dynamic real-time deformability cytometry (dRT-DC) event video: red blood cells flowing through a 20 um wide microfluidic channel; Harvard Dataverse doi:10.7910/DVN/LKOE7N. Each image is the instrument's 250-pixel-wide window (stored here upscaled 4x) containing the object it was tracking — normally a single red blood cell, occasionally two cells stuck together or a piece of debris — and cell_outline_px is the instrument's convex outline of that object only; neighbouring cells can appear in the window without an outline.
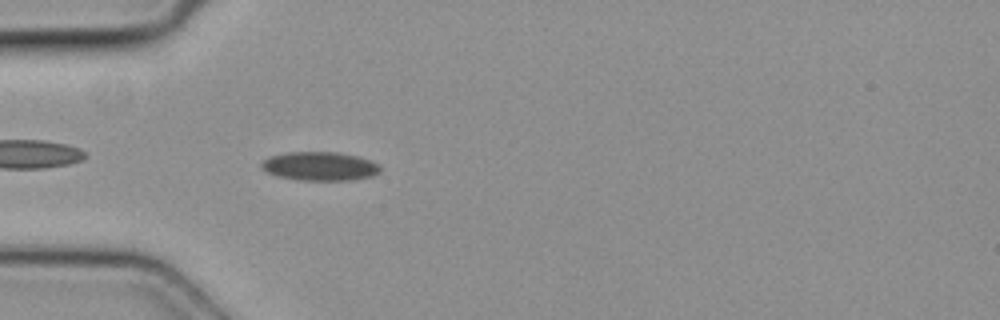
{"species": "common noctule bat (a hibernating species)", "species_latin": "Nyctalus noctula", "temperature_condition": "cold", "stored_images_in_passage": 1, "camera_frame_rate_fps": 3000, "um_per_image_px": 0.085, "animal": {"sex": "female", "body_mass_g": 19.3, "forearm_length_mm": 54.1}, "frame": {"image": 1, "passage_image": 1, "time_ms": 0.0, "image_size_px": [1000, 320], "cell_outline_px": [[380, 172], [372, 176], [348, 180], [300, 180], [276, 176], [260, 168], [260, 164], [264, 160], [272, 156], [288, 152], [336, 152], [356, 156], [368, 160], [376, 164], [380, 168]], "centroid_in_image_um": [27.15, 14.13], "position_along_channel_um": 57.9, "area_um2": 19.65}}